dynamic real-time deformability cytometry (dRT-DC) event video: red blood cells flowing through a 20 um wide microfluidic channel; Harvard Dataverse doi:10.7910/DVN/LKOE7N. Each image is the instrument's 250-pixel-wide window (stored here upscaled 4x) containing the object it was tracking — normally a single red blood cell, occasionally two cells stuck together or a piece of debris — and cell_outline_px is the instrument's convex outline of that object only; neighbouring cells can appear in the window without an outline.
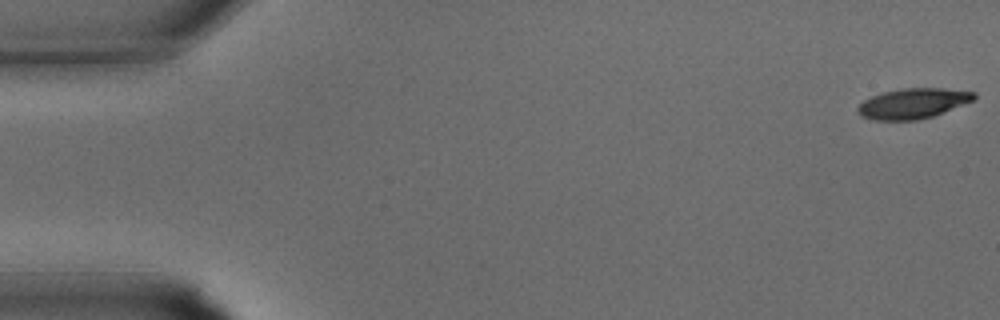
{"species": "common noctule bat (a hibernating species)", "species_latin": "Nyctalus noctula", "temperature_condition": "warm", "stored_images_in_passage": 34, "camera_frame_rate_fps": 3000, "um_per_image_px": 0.085, "animal": {"sex": "male", "body_mass_g": 15.6}, "frame": {"image": 1, "passage_image": 1, "time_ms": 0.0, "image_size_px": [1000, 320], "cell_outline_px": [[976, 96], [972, 100], [932, 116], [916, 120], [876, 120], [860, 116], [856, 112], [856, 108], [864, 100], [872, 96], [884, 92], [904, 88], [944, 88], [976, 92]], "centroid_in_image_um": [77.55, 8.79], "position_along_channel_um": 7.4, "area_um2": 20.23}}
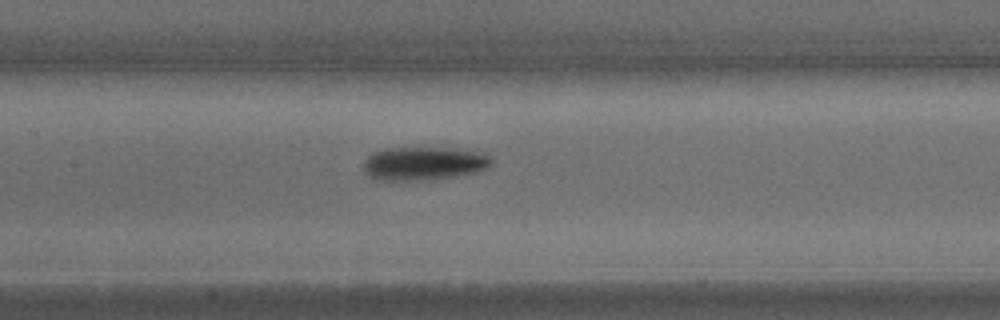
{"frame": {"image": 2, "passage_image": 16, "time_ms": 5.0, "image_size_px": [1000, 320], "cell_outline_px": [[492, 164], [488, 168], [476, 172], [432, 180], [376, 180], [368, 176], [364, 172], [364, 160], [372, 152], [384, 148], [448, 148], [484, 152], [492, 160]], "centroid_in_image_um": [36.0, 13.9], "position_along_channel_um": 171.4, "area_um2": 25.14}}
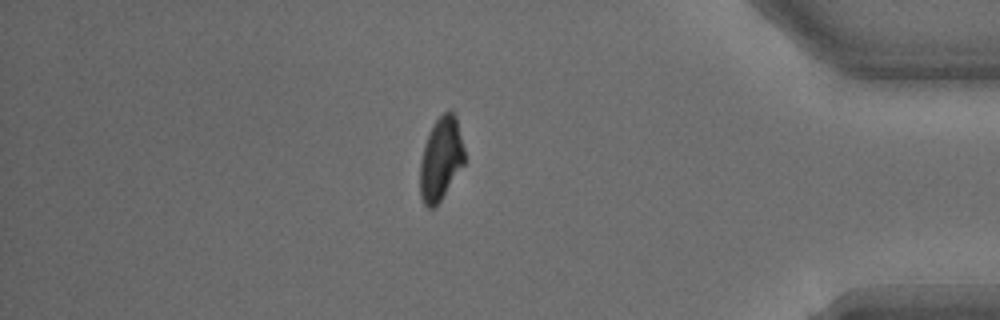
{"frame": {"image": 3, "passage_image": 29, "time_ms": 9.333, "image_size_px": [1000, 320], "cell_outline_px": [[464, 164], [440, 200], [432, 208], [428, 208], [424, 204], [420, 196], [420, 164], [424, 148], [428, 136], [436, 120], [444, 112], [452, 112], [456, 116], [464, 148]], "centroid_in_image_um": [37.48, 13.52], "position_along_channel_um": 397.7, "area_um2": 20.98}}